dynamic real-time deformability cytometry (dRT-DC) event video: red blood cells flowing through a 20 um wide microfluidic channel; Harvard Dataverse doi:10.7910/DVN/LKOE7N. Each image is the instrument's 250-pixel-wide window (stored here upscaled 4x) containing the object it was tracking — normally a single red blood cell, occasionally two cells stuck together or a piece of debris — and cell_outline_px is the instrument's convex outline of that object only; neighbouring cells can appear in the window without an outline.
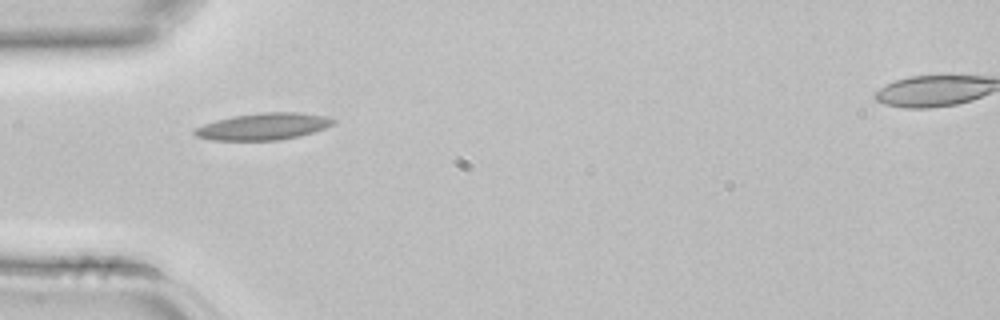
{"species": "common noctule bat (a hibernating species)", "species_latin": "Nyctalus noctula", "temperature_condition": "room temperature", "stored_images_in_passage": 1, "camera_frame_rate_fps": 3000, "um_per_image_px": 0.085, "animal": {"sex": "female", "body_mass_g": 22.7, "forearm_length_mm": 54.2}, "frame": {"image": 1, "passage_image": 1, "time_ms": 0.0, "image_size_px": [1000, 320], "cell_outline_px": [[336, 124], [300, 136], [280, 140], [212, 140], [196, 136], [192, 132], [192, 128], [216, 120], [232, 116], [260, 112], [300, 112], [324, 116], [336, 120]], "centroid_in_image_um": [22.37, 10.74], "position_along_channel_um": 62.6, "area_um2": 21.79}}